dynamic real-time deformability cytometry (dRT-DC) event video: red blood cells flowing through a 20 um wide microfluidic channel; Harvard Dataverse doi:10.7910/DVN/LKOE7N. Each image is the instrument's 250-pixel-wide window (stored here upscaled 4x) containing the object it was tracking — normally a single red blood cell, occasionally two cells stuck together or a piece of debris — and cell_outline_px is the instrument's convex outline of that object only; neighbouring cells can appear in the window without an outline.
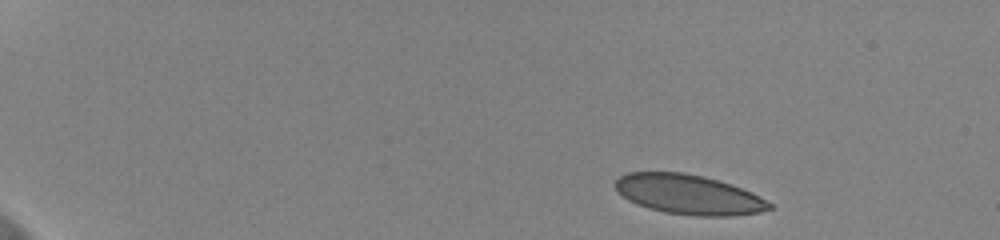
{"species": "human", "species_latin": "Homo sapiens", "temperature_condition": "cold", "stored_images_in_passage": 50, "camera_frame_rate_fps": 3000, "um_per_image_px": 0.085, "donor": {"sex": "female"}, "frame": {"image": 1, "passage_image": 1, "time_ms": 0.0, "image_size_px": [1000, 240], "cell_outline_px": [[772, 208], [760, 212], [732, 216], [692, 216], [664, 212], [648, 208], [636, 204], [628, 200], [616, 188], [616, 180], [620, 176], [628, 172], [684, 172], [704, 176], [732, 184], [752, 192], [772, 204]], "centroid_in_image_um": [58.55, 16.53], "position_along_channel_um": 26.4, "area_um2": 35.72}}
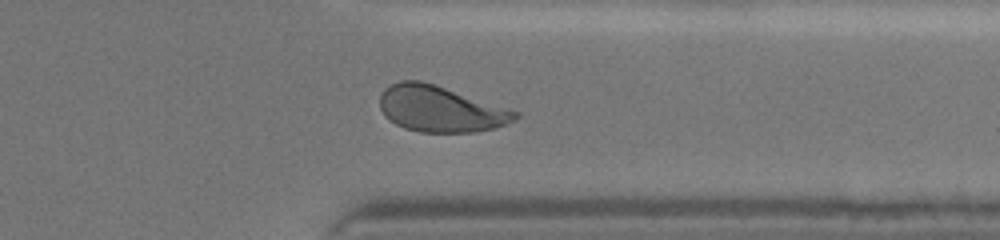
{"frame": {"image": 2, "passage_image": 40, "time_ms": 13.0, "image_size_px": [1000, 240], "cell_outline_px": [[520, 116], [496, 128], [476, 132], [420, 132], [404, 128], [388, 120], [384, 116], [380, 108], [380, 96], [384, 88], [400, 80], [420, 80], [508, 108], [520, 112]], "centroid_in_image_um": [37.4, 9.27], "position_along_channel_um": 374.0, "area_um2": 36.13}}
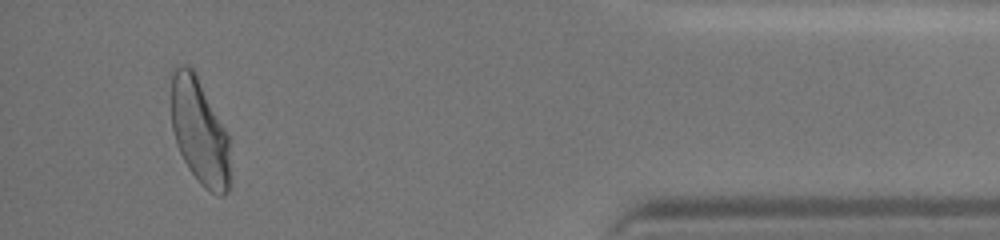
{"frame": {"image": 3, "passage_image": 47, "time_ms": 15.333, "image_size_px": [1000, 240], "cell_outline_px": [[228, 192], [224, 196], [220, 196], [204, 188], [200, 184], [188, 168], [176, 144], [172, 128], [168, 72], [176, 64], [184, 64], [192, 68], [228, 136]], "centroid_in_image_um": [16.86, 11.11], "position_along_channel_um": 418.3, "area_um2": 36.47}, "authors_computed_cell_mechanics": {"area_um2": 36.5874, "velocity_mm_per_s": 3.6244, "shape_relaxation_time_tau1_ms": 4.2885, "shape_relaxation_time_tau2_ms": null, "deformation_change_tau1": 0.1486, "deformation_change_tau2": null}}